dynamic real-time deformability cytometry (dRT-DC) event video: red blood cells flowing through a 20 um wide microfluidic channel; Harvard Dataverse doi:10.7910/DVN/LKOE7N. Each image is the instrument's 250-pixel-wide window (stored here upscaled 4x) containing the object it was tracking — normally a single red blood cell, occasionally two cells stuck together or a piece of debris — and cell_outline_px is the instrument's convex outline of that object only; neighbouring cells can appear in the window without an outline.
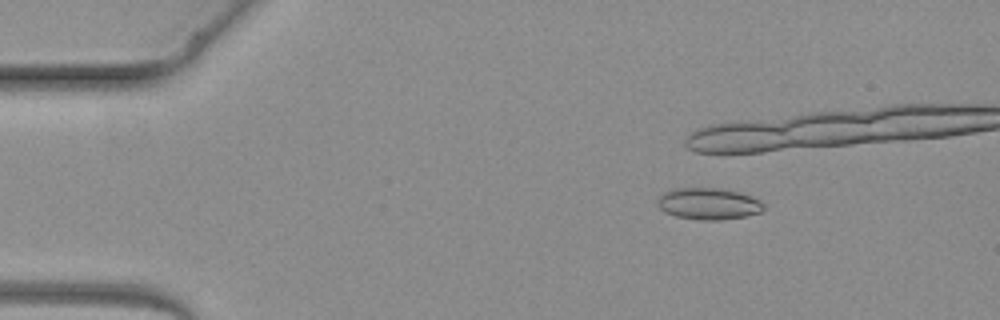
{"species": "common noctule bat (a hibernating species)", "species_latin": "Nyctalus noctula", "temperature_condition": "warm", "stored_images_in_passage": 5, "camera_frame_rate_fps": 3000, "um_per_image_px": 0.085, "animal": {"sex": "female", "body_mass_g": 19.3, "forearm_length_mm": 54.1}, "frame": {"image": 1, "passage_image": 2, "time_ms": 1.333, "image_size_px": [1000, 320], "cell_outline_px": [[764, 208], [760, 212], [744, 216], [720, 220], [696, 220], [676, 216], [664, 212], [656, 204], [656, 200], [664, 192], [676, 188], [720, 188], [740, 192], [760, 200], [764, 204]], "centroid_in_image_um": [60.2, 17.32], "position_along_channel_um": 24.8, "area_um2": 19.65}}
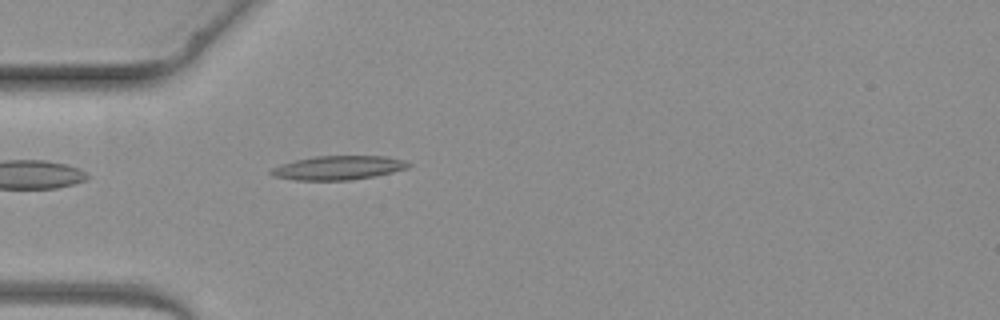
{"frame": {"image": 2, "passage_image": 5, "time_ms": 6.0, "image_size_px": [1000, 320], "cell_outline_px": [[412, 164], [408, 168], [392, 172], [372, 176], [348, 180], [296, 180], [272, 176], [268, 172], [272, 168], [280, 164], [296, 160], [316, 156], [388, 156], [404, 160]], "centroid_in_image_um": [28.74, 14.25], "position_along_channel_um": 56.3, "area_um2": 19.13}}